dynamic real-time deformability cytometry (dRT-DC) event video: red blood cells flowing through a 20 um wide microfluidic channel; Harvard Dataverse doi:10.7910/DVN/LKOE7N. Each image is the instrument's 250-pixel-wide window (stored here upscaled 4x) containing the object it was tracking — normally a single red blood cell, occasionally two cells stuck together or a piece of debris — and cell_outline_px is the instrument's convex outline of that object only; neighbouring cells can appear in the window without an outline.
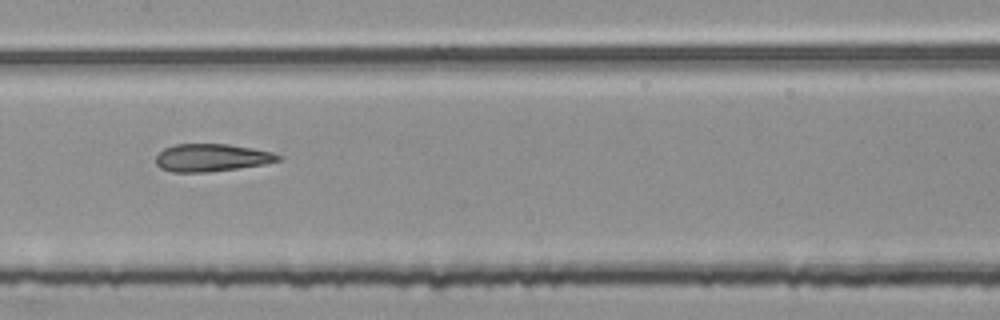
{"species": "common noctule bat (a hibernating species)", "species_latin": "Nyctalus noctula", "temperature_condition": "room temperature", "stored_images_in_passage": 54, "segment_of_instrument_passage": [2, 2], "camera_frame_rate_fps": 3000, "um_per_image_px": 0.085, "animal": {"sex": "female", "body_mass_g": 25.1}, "frame": {"image": 1, "passage_image": 27, "time_ms": 8.667, "image_size_px": [1000, 320], "cell_outline_px": [[284, 160], [268, 164], [208, 172], [172, 172], [160, 168], [156, 164], [156, 156], [164, 148], [176, 144], [228, 144], [252, 148], [272, 152], [284, 156]], "centroid_in_image_um": [18.05, 13.41], "position_along_channel_um": 189.4, "area_um2": 19.94}}
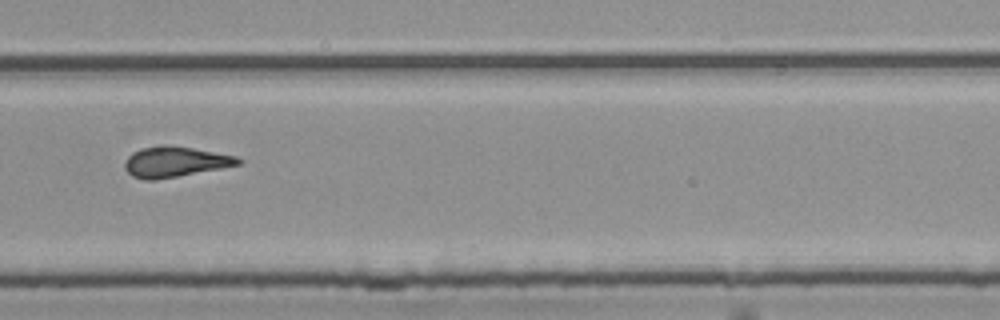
{"frame": {"image": 2, "passage_image": 37, "time_ms": 12.0, "image_size_px": [1000, 320], "cell_outline_px": [[244, 164], [176, 176], [152, 180], [144, 180], [132, 176], [124, 168], [124, 164], [128, 156], [132, 152], [140, 148], [192, 148], [236, 156], [244, 160]], "centroid_in_image_um": [14.91, 13.79], "position_along_channel_um": 314.9, "area_um2": 19.36}}
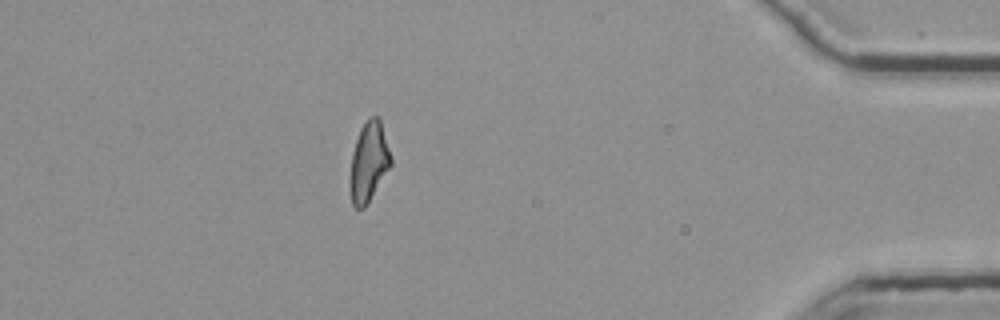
{"frame": {"image": 3, "passage_image": 48, "time_ms": 15.667, "image_size_px": [1000, 320], "cell_outline_px": [[392, 164], [368, 204], [364, 208], [356, 208], [352, 204], [348, 184], [352, 152], [360, 128], [372, 116], [380, 116], [392, 156]], "centroid_in_image_um": [31.35, 13.78], "position_along_channel_um": 403.9, "area_um2": 19.42}}